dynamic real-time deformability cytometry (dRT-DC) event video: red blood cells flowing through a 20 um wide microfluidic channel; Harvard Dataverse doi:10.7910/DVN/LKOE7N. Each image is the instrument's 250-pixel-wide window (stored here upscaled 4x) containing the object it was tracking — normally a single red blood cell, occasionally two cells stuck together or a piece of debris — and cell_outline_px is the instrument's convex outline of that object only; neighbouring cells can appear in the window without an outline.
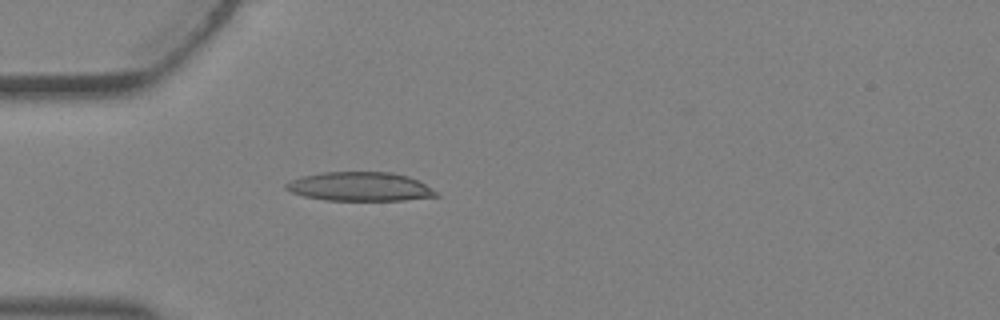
{"species": "Egyptian fruit bat (a non-hibernating species)", "species_latin": "Rousettus aegyptiacus", "temperature_condition": "warm", "stored_images_in_passage": 5, "camera_frame_rate_fps": 3000, "um_per_image_px": 0.085, "animal": {"sex": "female"}, "frame": {"image": 1, "passage_image": 5, "time_ms": 1.333, "image_size_px": [1000, 320], "cell_outline_px": [[440, 196], [404, 200], [324, 200], [304, 196], [292, 192], [284, 188], [284, 184], [292, 180], [304, 176], [320, 172], [392, 172], [408, 176], [440, 192]], "centroid_in_image_um": [30.62, 15.86], "position_along_channel_um": 54.4, "area_um2": 25.32}}